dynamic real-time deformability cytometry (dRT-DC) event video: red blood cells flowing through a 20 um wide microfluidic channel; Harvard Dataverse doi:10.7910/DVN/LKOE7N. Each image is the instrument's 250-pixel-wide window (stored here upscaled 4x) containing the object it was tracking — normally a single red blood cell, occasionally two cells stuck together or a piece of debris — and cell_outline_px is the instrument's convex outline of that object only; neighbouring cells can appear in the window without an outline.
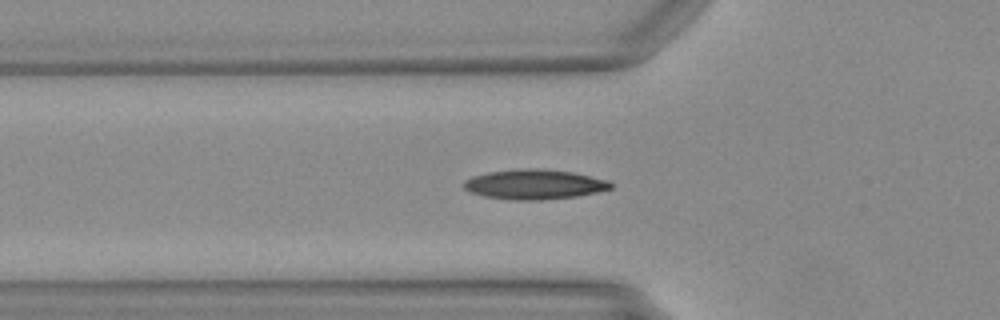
{"species": "Egyptian fruit bat (a non-hibernating species)", "species_latin": "Rousettus aegyptiacus", "temperature_condition": "warm", "stored_images_in_passage": 26, "camera_frame_rate_fps": 3000, "um_per_image_px": 0.085, "animal": {"sex": "female"}, "frame": {"image": 1, "passage_image": 4, "time_ms": 1.0, "image_size_px": [1000, 320], "cell_outline_px": [[612, 188], [580, 196], [540, 200], [512, 200], [484, 196], [468, 192], [464, 188], [464, 180], [472, 176], [488, 172], [520, 168], [536, 168], [572, 172], [608, 180], [612, 184]], "centroid_in_image_um": [45.39, 15.67], "position_along_channel_um": 80.4, "area_um2": 25.66}}
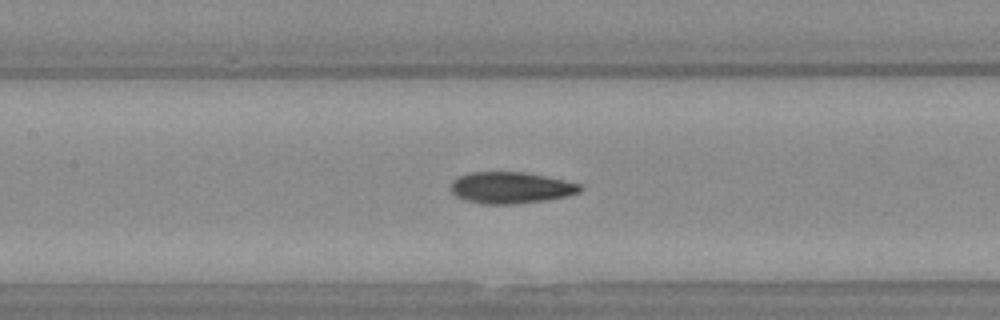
{"frame": {"image": 2, "passage_image": 10, "time_ms": 3.0, "image_size_px": [1000, 320], "cell_outline_px": [[584, 188], [580, 192], [568, 196], [548, 200], [512, 204], [484, 204], [464, 200], [456, 196], [452, 192], [452, 180], [460, 176], [472, 172], [524, 172], [564, 180], [580, 184]], "centroid_in_image_um": [43.45, 15.96], "position_along_channel_um": 164.0, "area_um2": 23.7}}
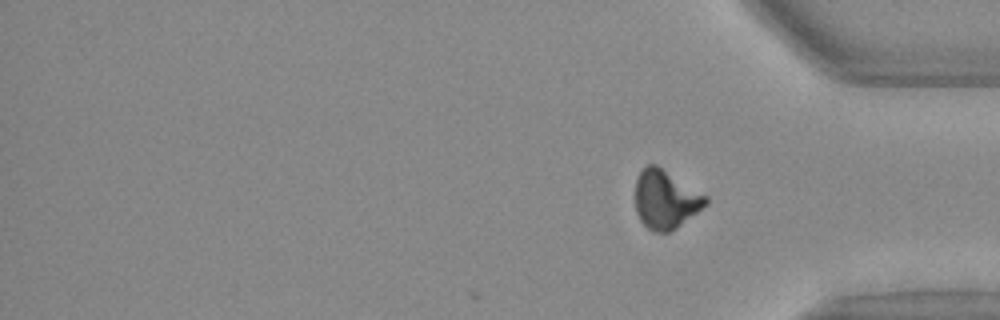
{"frame": {"image": 3, "passage_image": 26, "time_ms": 8.333, "image_size_px": [1000, 320], "cell_outline_px": [[708, 204], [676, 228], [668, 232], [652, 232], [640, 220], [636, 212], [636, 176], [648, 164], [656, 164], [708, 196]], "centroid_in_image_um": [56.58, 16.95], "position_along_channel_um": 378.6, "area_um2": 24.04}}